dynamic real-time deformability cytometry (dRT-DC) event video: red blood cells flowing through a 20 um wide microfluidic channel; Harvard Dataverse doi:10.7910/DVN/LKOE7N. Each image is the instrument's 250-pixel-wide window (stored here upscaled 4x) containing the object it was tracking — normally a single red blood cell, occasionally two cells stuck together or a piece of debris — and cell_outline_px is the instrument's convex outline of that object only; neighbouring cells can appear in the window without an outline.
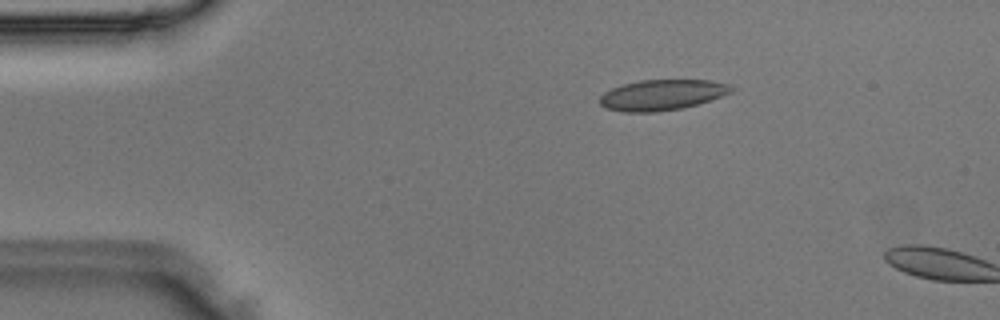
{"species": "Egyptian fruit bat (a non-hibernating species)", "species_latin": "Rousettus aegyptiacus", "temperature_condition": "room temperature", "stored_images_in_passage": 46, "camera_frame_rate_fps": 3000, "um_per_image_px": 0.085, "animal": {"sex": "male"}, "frame": {"image": 1, "passage_image": 8, "time_ms": 2.333, "image_size_px": [1000, 320], "cell_outline_px": [[736, 88], [732, 92], [684, 108], [656, 112], [624, 112], [608, 108], [600, 104], [600, 96], [604, 92], [612, 88], [624, 84], [640, 80], [712, 80], [728, 84]], "centroid_in_image_um": [56.28, 8.06], "position_along_channel_um": 28.7, "area_um2": 23.35}}
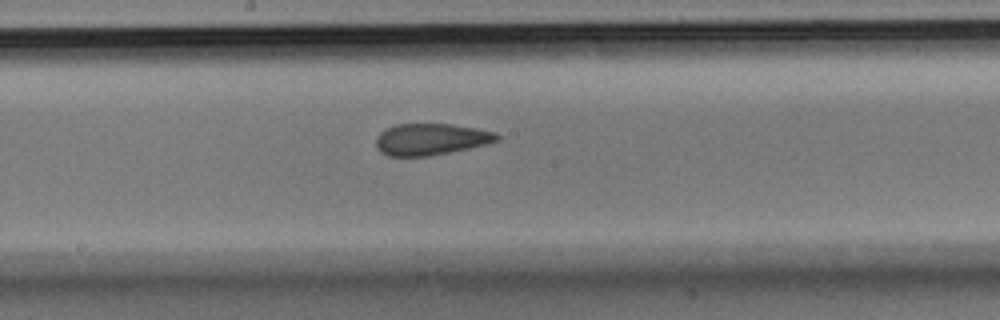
{"frame": {"image": 2, "passage_image": 25, "time_ms": 8.0, "image_size_px": [1000, 320], "cell_outline_px": [[500, 140], [468, 148], [428, 156], [388, 156], [380, 152], [376, 148], [376, 136], [380, 132], [396, 124], [452, 124], [476, 128], [496, 132], [500, 136]], "centroid_in_image_um": [36.6, 11.83], "position_along_channel_um": 211.6, "area_um2": 22.2}}
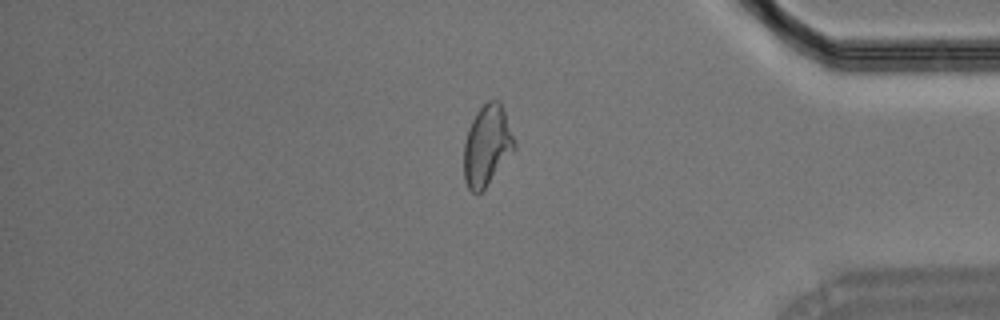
{"frame": {"image": 3, "passage_image": 40, "time_ms": 13.0, "image_size_px": [1000, 320], "cell_outline_px": [[516, 148], [484, 188], [480, 192], [472, 192], [468, 188], [464, 180], [464, 144], [468, 128], [476, 112], [488, 100], [500, 100], [516, 144]], "centroid_in_image_um": [41.38, 12.35], "position_along_channel_um": 393.8, "area_um2": 23.41}}